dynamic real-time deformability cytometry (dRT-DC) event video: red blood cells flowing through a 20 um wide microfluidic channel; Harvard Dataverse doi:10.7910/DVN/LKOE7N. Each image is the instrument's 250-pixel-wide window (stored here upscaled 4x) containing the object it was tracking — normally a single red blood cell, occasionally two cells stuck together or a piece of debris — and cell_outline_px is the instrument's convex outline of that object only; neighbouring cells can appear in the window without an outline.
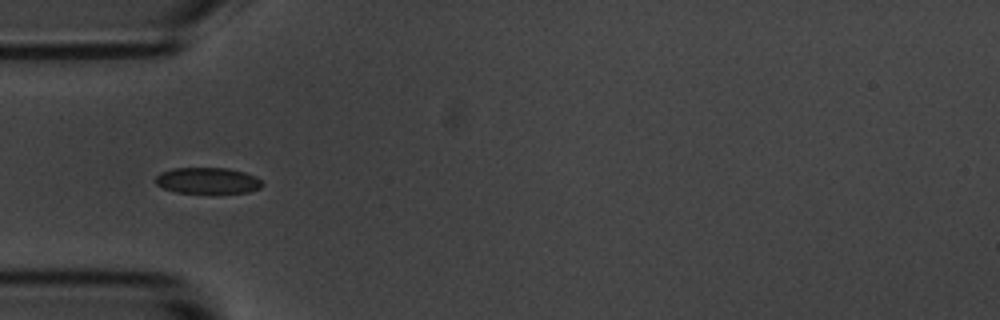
{"species": "common noctule bat (a hibernating species)", "species_latin": "Nyctalus noctula", "temperature_condition": "room temperature", "stored_images_in_passage": 3, "camera_frame_rate_fps": 3000, "um_per_image_px": 0.085, "animal": {"sex": "male", "body_mass_g": 20.1, "forearm_length_mm": 53.5}, "frame": {"image": 1, "passage_image": 1, "time_ms": 0.0, "image_size_px": [1000, 320], "cell_outline_px": [[264, 184], [260, 188], [248, 192], [216, 196], [212, 196], [176, 192], [164, 188], [156, 184], [152, 180], [160, 172], [172, 168], [228, 168], [244, 172], [256, 176]], "centroid_in_image_um": [17.65, 15.4], "position_along_channel_um": 67.4, "area_um2": 17.28}}
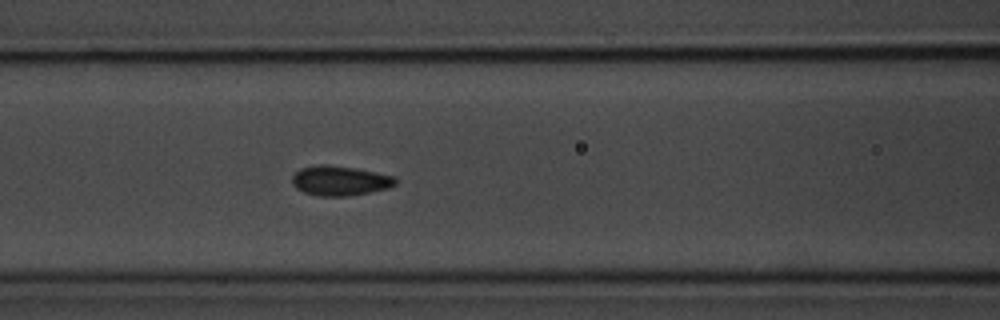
{"frame": {"image": 2, "passage_image": 3, "time_ms": 2.0, "image_size_px": [1000, 320], "cell_outline_px": [[396, 184], [388, 188], [348, 196], [316, 196], [304, 192], [296, 188], [292, 184], [292, 176], [300, 168], [320, 164], [324, 164], [356, 168], [396, 176]], "centroid_in_image_um": [28.88, 15.35], "position_along_channel_um": 137.7, "area_um2": 17.98}}